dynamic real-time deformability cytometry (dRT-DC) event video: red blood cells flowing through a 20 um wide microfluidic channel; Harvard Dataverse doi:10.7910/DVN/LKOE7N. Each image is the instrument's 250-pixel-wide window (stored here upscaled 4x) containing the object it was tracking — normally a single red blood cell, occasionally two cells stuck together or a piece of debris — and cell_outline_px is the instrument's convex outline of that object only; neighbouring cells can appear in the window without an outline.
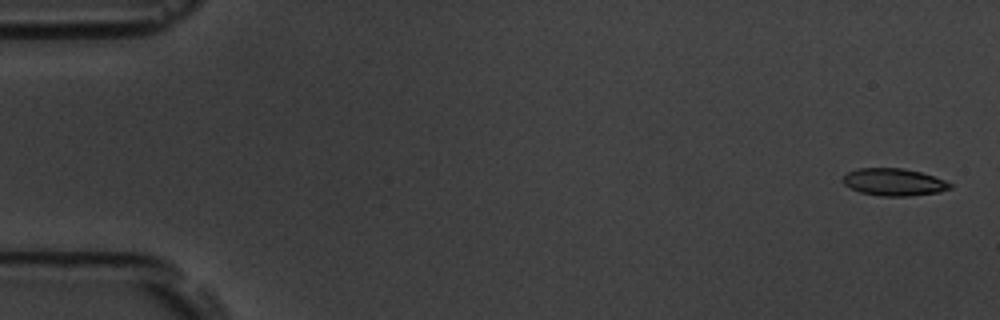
{"species": "common noctule bat (a hibernating species)", "species_latin": "Nyctalus noctula", "temperature_condition": "room temperature", "stored_images_in_passage": 4, "camera_frame_rate_fps": 3000, "um_per_image_px": 0.085, "animal": {"sex": "male", "body_mass_g": 19.5, "forearm_length_mm": 54.6}, "frame": {"image": 1, "passage_image": 1, "time_ms": 0.0, "image_size_px": [1000, 320], "cell_outline_px": [[952, 188], [940, 192], [908, 196], [880, 196], [860, 192], [844, 184], [844, 176], [848, 172], [860, 168], [904, 168], [920, 172], [944, 180], [952, 184]], "centroid_in_image_um": [76.01, 15.48], "position_along_channel_um": 9.0, "area_um2": 16.88}}
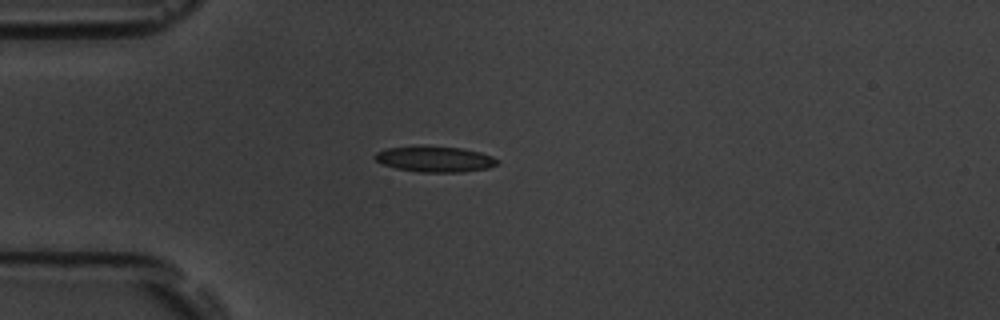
{"frame": {"image": 2, "passage_image": 4, "time_ms": 1.0, "image_size_px": [1000, 320], "cell_outline_px": [[500, 164], [488, 168], [464, 172], [420, 172], [396, 168], [384, 164], [376, 160], [372, 156], [376, 152], [384, 148], [464, 148], [480, 152], [492, 156], [500, 160]], "centroid_in_image_um": [37.03, 13.56], "position_along_channel_um": 48.0, "area_um2": 17.86}}